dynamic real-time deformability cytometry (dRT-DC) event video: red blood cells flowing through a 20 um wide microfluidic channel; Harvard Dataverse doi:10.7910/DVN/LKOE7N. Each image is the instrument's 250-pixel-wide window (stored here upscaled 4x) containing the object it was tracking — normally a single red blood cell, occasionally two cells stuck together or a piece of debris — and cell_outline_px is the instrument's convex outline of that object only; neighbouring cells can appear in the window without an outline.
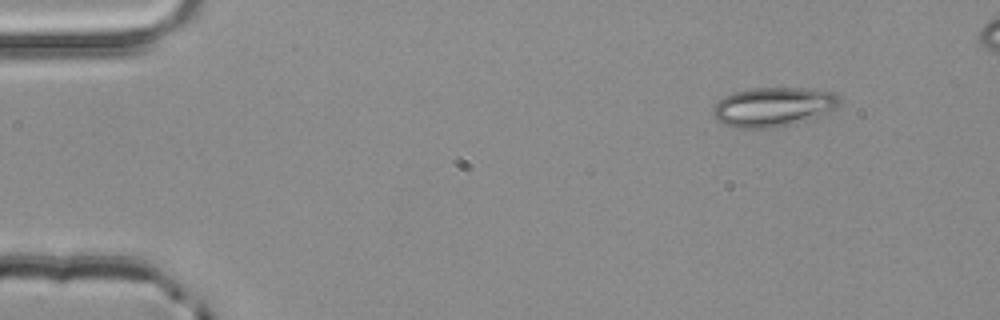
{"species": "common noctule bat (a hibernating species)", "species_latin": "Nyctalus noctula", "temperature_condition": "room temperature", "stored_images_in_passage": 4, "camera_frame_rate_fps": 3000, "um_per_image_px": 0.085, "animal": {"sex": "male", "body_mass_g": 20.4}, "frame": {"image": 1, "passage_image": 1, "time_ms": 0.0, "image_size_px": [1000, 320], "cell_outline_px": [[840, 100], [832, 108], [820, 116], [792, 124], [772, 128], [736, 128], [724, 124], [716, 120], [712, 112], [712, 108], [724, 96], [736, 92], [752, 88], [804, 88], [832, 92]], "centroid_in_image_um": [65.66, 9.09], "position_along_channel_um": 19.3, "area_um2": 28.61}}